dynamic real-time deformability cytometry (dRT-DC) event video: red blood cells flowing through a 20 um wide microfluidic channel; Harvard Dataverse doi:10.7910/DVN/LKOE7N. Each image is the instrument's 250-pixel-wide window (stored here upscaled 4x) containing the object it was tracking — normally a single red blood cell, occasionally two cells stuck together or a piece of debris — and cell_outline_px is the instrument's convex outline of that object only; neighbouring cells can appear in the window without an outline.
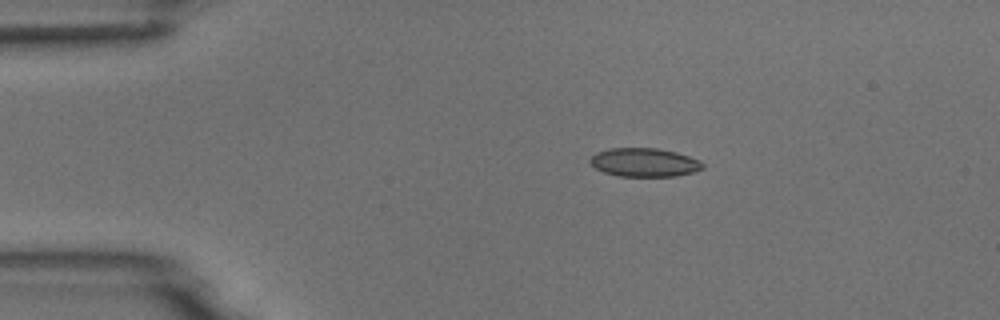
{"species": "common noctule bat (a hibernating species)", "species_latin": "Nyctalus noctula", "temperature_condition": "room temperature", "stored_images_in_passage": 9, "camera_frame_rate_fps": 3000, "um_per_image_px": 0.085, "animal": {"sex": "male", "body_mass_g": 18.8}, "frame": {"image": 1, "passage_image": 3, "time_ms": 2.333, "image_size_px": [1000, 320], "cell_outline_px": [[704, 168], [692, 172], [676, 176], [620, 176], [604, 172], [596, 168], [588, 160], [596, 152], [608, 148], [656, 148], [676, 152], [700, 160], [704, 164]], "centroid_in_image_um": [54.77, 13.8], "position_along_channel_um": 30.2, "area_um2": 18.73}}
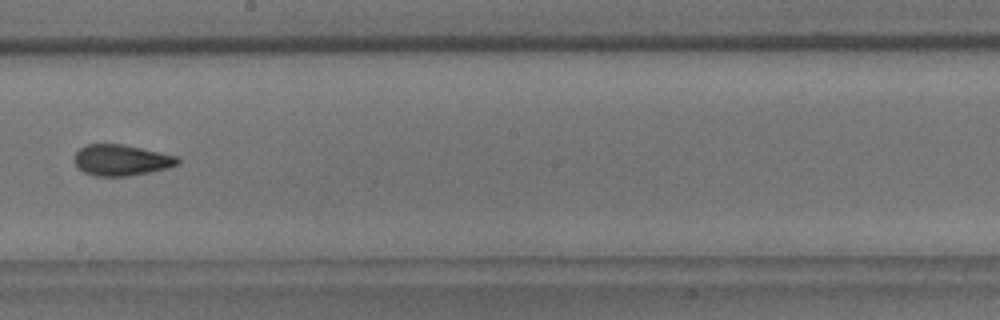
{"frame": {"image": 2, "passage_image": 9, "time_ms": 9.0, "image_size_px": [1000, 320], "cell_outline_px": [[180, 164], [168, 168], [128, 176], [96, 176], [84, 172], [76, 168], [76, 152], [80, 148], [88, 144], [124, 144], [176, 156], [180, 160]], "centroid_in_image_um": [10.32, 13.61], "position_along_channel_um": 237.9, "area_um2": 18.55}}